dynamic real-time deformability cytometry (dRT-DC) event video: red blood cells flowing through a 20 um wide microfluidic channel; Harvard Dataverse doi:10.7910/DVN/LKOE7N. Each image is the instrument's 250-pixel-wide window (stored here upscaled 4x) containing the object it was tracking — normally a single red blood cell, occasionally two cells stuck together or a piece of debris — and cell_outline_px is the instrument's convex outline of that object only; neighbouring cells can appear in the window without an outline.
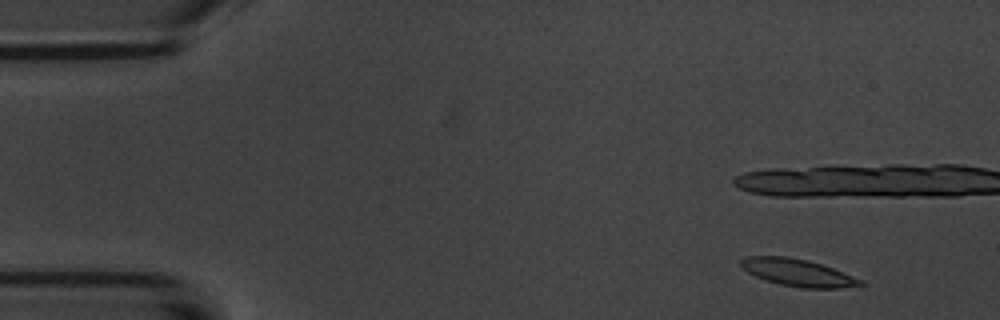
{"species": "common noctule bat (a hibernating species)", "species_latin": "Nyctalus noctula", "temperature_condition": "room temperature", "stored_images_in_passage": 7, "camera_frame_rate_fps": 3000, "um_per_image_px": 0.085, "animal": {"sex": "male", "body_mass_g": 20.1, "forearm_length_mm": 53.5}, "frame": {"image": 1, "passage_image": 2, "time_ms": 1.0, "image_size_px": [1000, 320], "cell_outline_px": [[864, 284], [840, 288], [800, 288], [780, 284], [756, 276], [748, 272], [740, 264], [740, 260], [748, 256], [788, 256], [808, 260], [832, 268], [864, 280]], "centroid_in_image_um": [67.83, 23.17], "position_along_channel_um": 17.2, "area_um2": 18.73}}